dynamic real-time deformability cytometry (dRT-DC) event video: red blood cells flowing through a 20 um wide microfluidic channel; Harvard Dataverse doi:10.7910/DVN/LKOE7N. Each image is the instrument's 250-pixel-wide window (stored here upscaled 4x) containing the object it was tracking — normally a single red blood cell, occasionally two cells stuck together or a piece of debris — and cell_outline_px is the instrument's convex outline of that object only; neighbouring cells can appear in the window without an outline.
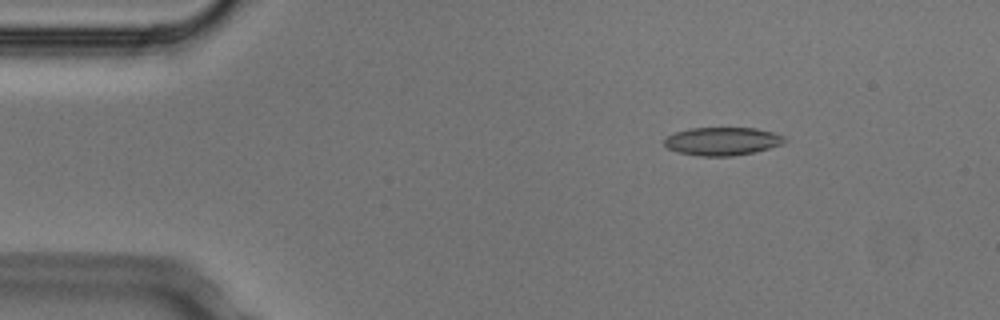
{"species": "Egyptian fruit bat (a non-hibernating species)", "species_latin": "Rousettus aegyptiacus", "temperature_condition": "cold", "stored_images_in_passage": 4, "camera_frame_rate_fps": 3000, "um_per_image_px": 0.085, "animal": {"sex": "male"}, "frame": {"image": 1, "passage_image": 1, "time_ms": 0.0, "image_size_px": [1000, 320], "cell_outline_px": [[788, 140], [780, 144], [756, 152], [732, 156], [696, 156], [676, 152], [668, 148], [664, 144], [664, 140], [668, 136], [676, 132], [688, 128], [756, 128], [772, 132], [784, 136]], "centroid_in_image_um": [61.38, 12.01], "position_along_channel_um": 23.6, "area_um2": 19.77}}